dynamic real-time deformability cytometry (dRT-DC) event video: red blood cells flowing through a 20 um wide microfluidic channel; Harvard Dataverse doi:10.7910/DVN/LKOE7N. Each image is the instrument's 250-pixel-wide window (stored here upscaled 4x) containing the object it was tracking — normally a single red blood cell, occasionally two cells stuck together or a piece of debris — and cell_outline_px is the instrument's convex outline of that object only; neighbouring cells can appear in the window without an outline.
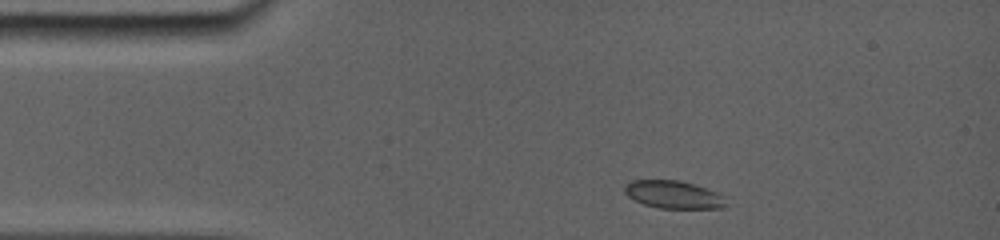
{"species": "common noctule bat (a hibernating species)", "species_latin": "Nyctalus noctula", "temperature_condition": "room temperature", "stored_images_in_passage": 9, "camera_frame_rate_fps": 5000, "um_per_image_px": 0.085, "animal": {"sex": "female", "body_mass_g": 19.0, "forearm_length_mm": 56.7}, "frame": {"image": 1, "passage_image": 1, "time_ms": 0.0, "image_size_px": [1000, 240], "cell_outline_px": [[728, 196], [724, 208], [660, 208], [644, 204], [632, 200], [624, 192], [624, 188], [632, 180], [680, 180], [720, 192]], "centroid_in_image_um": [57.31, 16.54], "position_along_channel_um": 27.7, "area_um2": 16.65}}
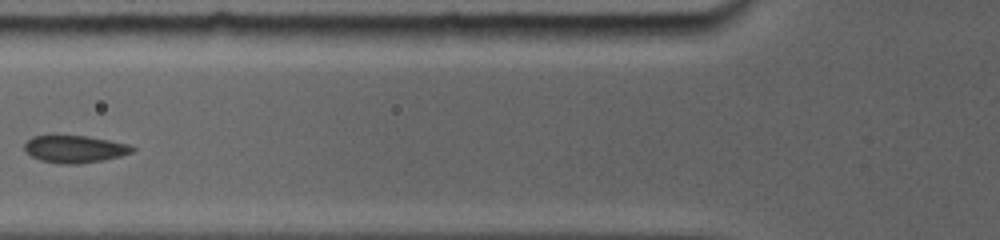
{"frame": {"image": 2, "passage_image": 6, "time_ms": 3.6, "image_size_px": [1000, 240], "cell_outline_px": [[136, 148], [132, 152], [120, 156], [80, 164], [60, 164], [40, 160], [32, 156], [24, 148], [24, 144], [32, 136], [84, 136], [128, 144]], "centroid_in_image_um": [6.34, 12.68], "position_along_channel_um": 119.5, "area_um2": 16.82}}
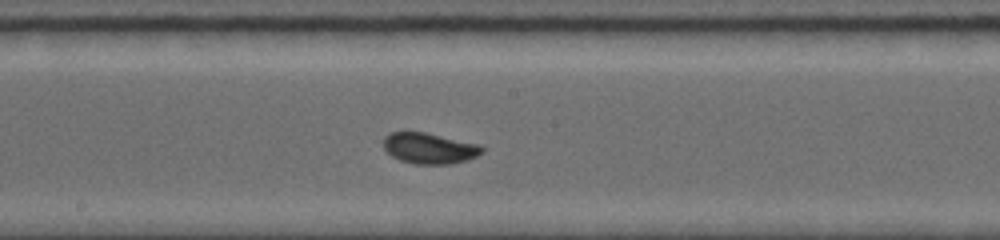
{"frame": {"image": 3, "passage_image": 9, "time_ms": 6.0, "image_size_px": [1000, 240], "cell_outline_px": [[484, 152], [468, 160], [448, 164], [416, 164], [400, 160], [392, 156], [384, 148], [384, 136], [392, 132], [424, 132], [476, 144], [484, 148]], "centroid_in_image_um": [36.48, 12.61], "position_along_channel_um": 211.7, "area_um2": 17.46}}